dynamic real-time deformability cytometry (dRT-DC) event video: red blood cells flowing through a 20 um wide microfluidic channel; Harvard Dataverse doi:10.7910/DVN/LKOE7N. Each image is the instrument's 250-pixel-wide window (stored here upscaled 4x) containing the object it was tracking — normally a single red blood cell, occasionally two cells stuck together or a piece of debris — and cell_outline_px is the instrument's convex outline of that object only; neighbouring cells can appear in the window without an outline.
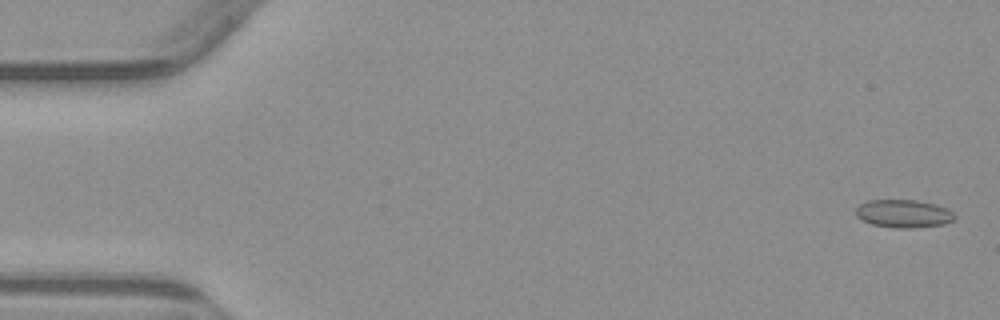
{"species": "common noctule bat (a hibernating species)", "species_latin": "Nyctalus noctula", "temperature_condition": "warm", "stored_images_in_passage": 4, "camera_frame_rate_fps": 3000, "um_per_image_px": 0.085, "animal": {"sex": "male", "body_mass_g": 23.1, "forearm_length_mm": 52.7}, "frame": {"image": 1, "passage_image": 1, "time_ms": 0.0, "image_size_px": [1000, 320], "cell_outline_px": [[956, 220], [944, 224], [912, 228], [896, 228], [872, 224], [856, 216], [856, 208], [860, 204], [868, 200], [916, 200], [936, 204], [948, 208], [956, 216]], "centroid_in_image_um": [76.84, 18.15], "position_along_channel_um": 8.2, "area_um2": 16.18}}
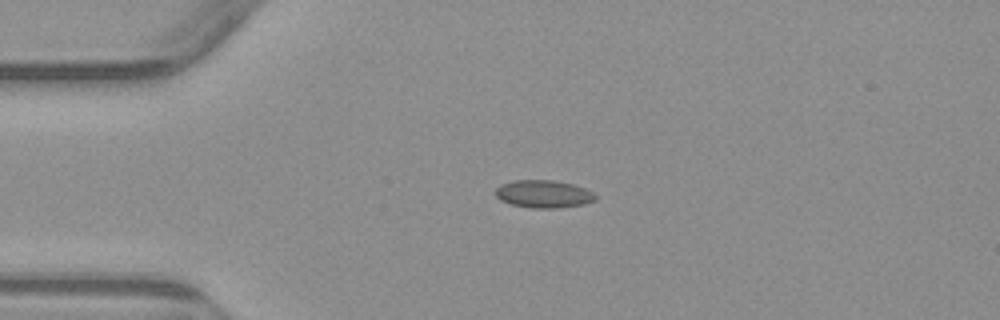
{"frame": {"image": 2, "passage_image": 4, "time_ms": 3.667, "image_size_px": [1000, 320], "cell_outline_px": [[596, 200], [584, 204], [556, 208], [532, 208], [512, 204], [500, 200], [496, 196], [496, 188], [500, 184], [512, 180], [552, 180], [572, 184], [584, 188], [592, 192], [596, 196]], "centroid_in_image_um": [46.18, 16.48], "position_along_channel_um": 38.8, "area_um2": 16.07}}